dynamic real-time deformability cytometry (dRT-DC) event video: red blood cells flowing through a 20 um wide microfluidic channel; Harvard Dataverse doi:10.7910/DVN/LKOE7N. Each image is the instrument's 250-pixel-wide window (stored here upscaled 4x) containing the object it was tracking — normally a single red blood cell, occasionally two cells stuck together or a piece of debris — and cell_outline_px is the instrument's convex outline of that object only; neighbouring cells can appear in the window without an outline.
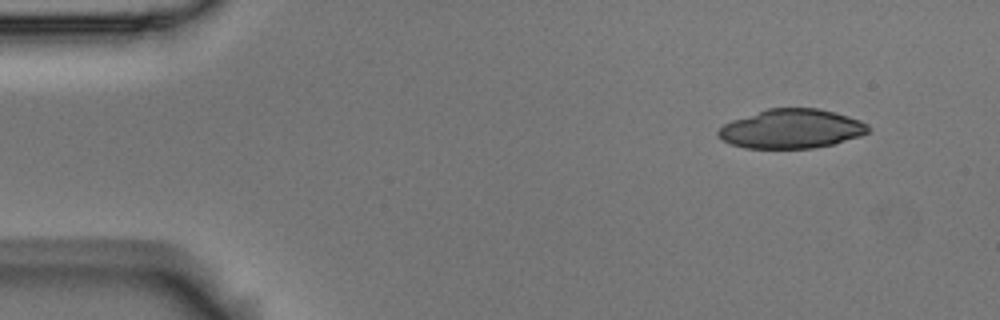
{"species": "Egyptian fruit bat (a non-hibernating species)", "species_latin": "Rousettus aegyptiacus", "temperature_condition": "room temperature", "stored_images_in_passage": 4, "segment_of_instrument_passage": [1, 2], "camera_frame_rate_fps": 3000, "um_per_image_px": 0.085, "animal": {"sex": "male"}, "frame": {"image": 1, "passage_image": 1, "time_ms": 0.0, "image_size_px": [1000, 320], "cell_outline_px": [[872, 128], [868, 132], [860, 136], [832, 144], [812, 148], [744, 148], [732, 144], [716, 136], [716, 132], [724, 124], [732, 120], [768, 108], [820, 108], [836, 112], [860, 120], [868, 124]], "centroid_in_image_um": [67.29, 10.94], "position_along_channel_um": 17.7, "area_um2": 34.28}}